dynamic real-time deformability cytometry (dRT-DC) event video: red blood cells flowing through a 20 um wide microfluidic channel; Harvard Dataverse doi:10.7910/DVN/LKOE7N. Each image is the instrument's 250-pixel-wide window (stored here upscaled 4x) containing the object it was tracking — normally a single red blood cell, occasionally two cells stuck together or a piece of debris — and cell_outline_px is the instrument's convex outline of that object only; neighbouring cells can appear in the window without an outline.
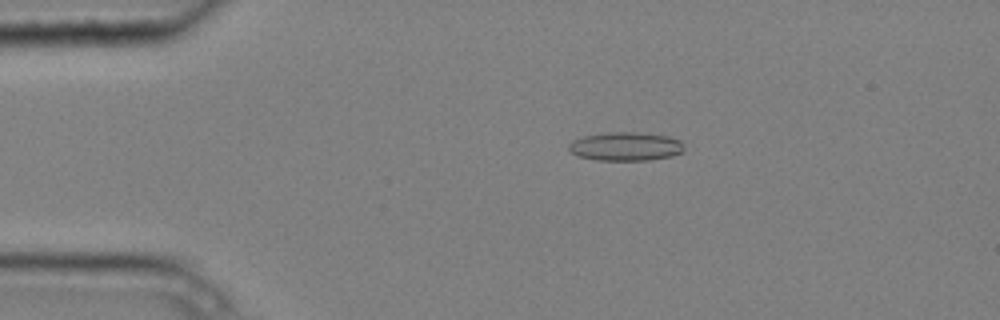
{"species": "common noctule bat (a hibernating species)", "species_latin": "Nyctalus noctula", "temperature_condition": "cold", "stored_images_in_passage": 5, "camera_frame_rate_fps": 3000, "um_per_image_px": 0.085, "animal": {"sex": "male", "body_mass_g": 20.4}, "frame": {"image": 1, "passage_image": 4, "time_ms": 1.0, "image_size_px": [1000, 320], "cell_outline_px": [[684, 152], [672, 156], [648, 160], [596, 160], [580, 156], [572, 152], [568, 148], [568, 144], [572, 140], [584, 136], [608, 132], [636, 132], [668, 136], [680, 140], [684, 144]], "centroid_in_image_um": [53.21, 12.44], "position_along_channel_um": 31.8, "area_um2": 19.31}}
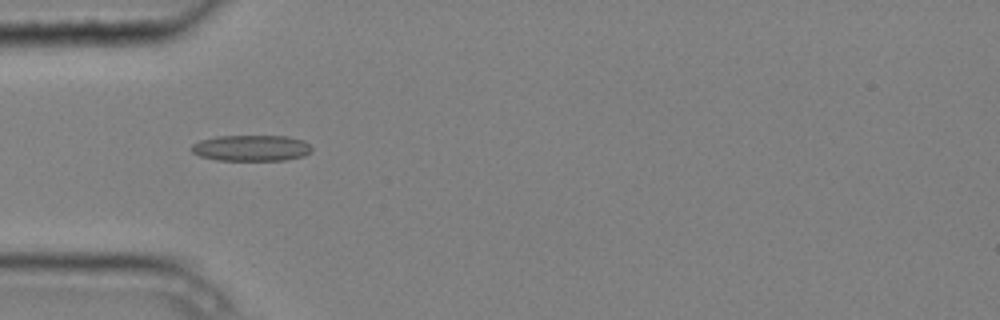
{"frame": {"image": 2, "passage_image": 5, "time_ms": 1.333, "image_size_px": [1000, 320], "cell_outline_px": [[312, 152], [304, 156], [284, 160], [216, 160], [200, 156], [192, 152], [188, 148], [192, 144], [200, 140], [216, 136], [288, 136], [304, 140], [312, 148]], "centroid_in_image_um": [21.35, 12.58], "position_along_channel_um": 63.7, "area_um2": 18.44}}